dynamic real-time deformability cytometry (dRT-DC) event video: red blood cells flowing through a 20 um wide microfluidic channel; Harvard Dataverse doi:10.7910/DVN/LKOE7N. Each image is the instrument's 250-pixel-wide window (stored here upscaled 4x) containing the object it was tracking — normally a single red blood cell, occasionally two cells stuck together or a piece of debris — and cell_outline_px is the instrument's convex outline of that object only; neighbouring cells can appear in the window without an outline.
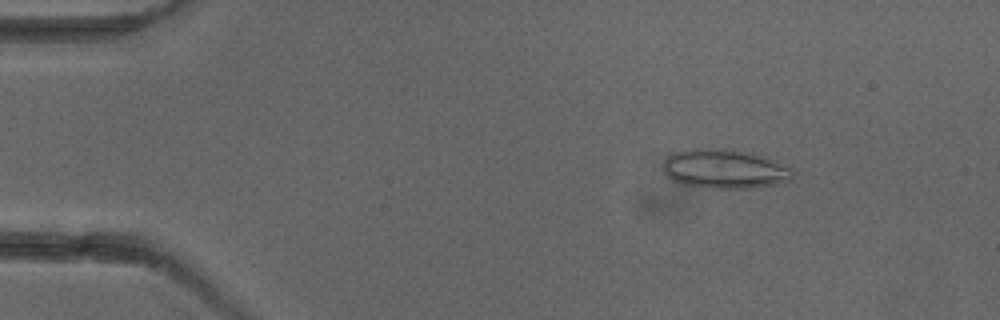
{"species": "common noctule bat (a hibernating species)", "species_latin": "Nyctalus noctula", "temperature_condition": "cold", "stored_images_in_passage": 5, "camera_frame_rate_fps": 3000, "um_per_image_px": 0.085, "animal": {"sex": "female"}, "frame": {"image": 1, "passage_image": 2, "time_ms": 2.0, "image_size_px": [1000, 320], "cell_outline_px": [[796, 172], [788, 180], [776, 184], [748, 188], [716, 188], [680, 184], [672, 180], [664, 172], [664, 160], [672, 152], [688, 148], [708, 148], [752, 152], [764, 156], [792, 168]], "centroid_in_image_um": [61.58, 14.34], "position_along_channel_um": 23.4, "area_um2": 29.65}}